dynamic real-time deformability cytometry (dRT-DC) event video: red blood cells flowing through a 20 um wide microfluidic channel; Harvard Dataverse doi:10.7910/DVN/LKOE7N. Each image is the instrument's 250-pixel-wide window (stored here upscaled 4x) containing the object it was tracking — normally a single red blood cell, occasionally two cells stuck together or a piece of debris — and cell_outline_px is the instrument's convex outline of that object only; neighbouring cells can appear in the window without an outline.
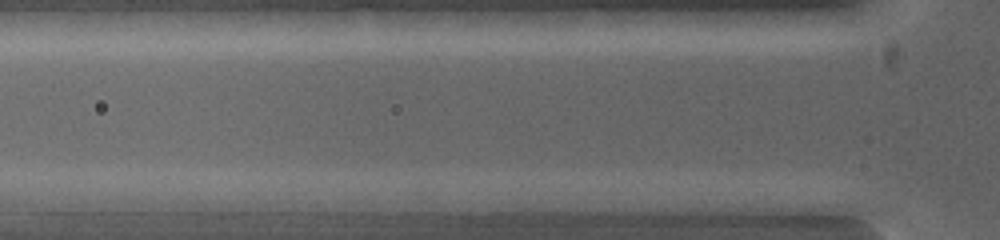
{"species": "common noctule bat (a hibernating species)", "species_latin": "Nyctalus noctula", "temperature_condition": "warm", "stored_images_in_passage": 6, "camera_frame_rate_fps": 5000, "um_per_image_px": 0.085, "animal": {"sex": "female", "body_mass_g": 19.0, "forearm_length_mm": 53.3}, "frame": {"image": 1, "passage_image": 3, "time_ms": 1.0, "image_size_px": [1000, 240], "cell_outline_px": [[784, 216], [772, 216], [664, 208], [640, 200], [784, 200]], "centroid_in_image_um": [61.75, 17.53], "position_along_channel_um": 64.1, "area_um2": 11.44}}